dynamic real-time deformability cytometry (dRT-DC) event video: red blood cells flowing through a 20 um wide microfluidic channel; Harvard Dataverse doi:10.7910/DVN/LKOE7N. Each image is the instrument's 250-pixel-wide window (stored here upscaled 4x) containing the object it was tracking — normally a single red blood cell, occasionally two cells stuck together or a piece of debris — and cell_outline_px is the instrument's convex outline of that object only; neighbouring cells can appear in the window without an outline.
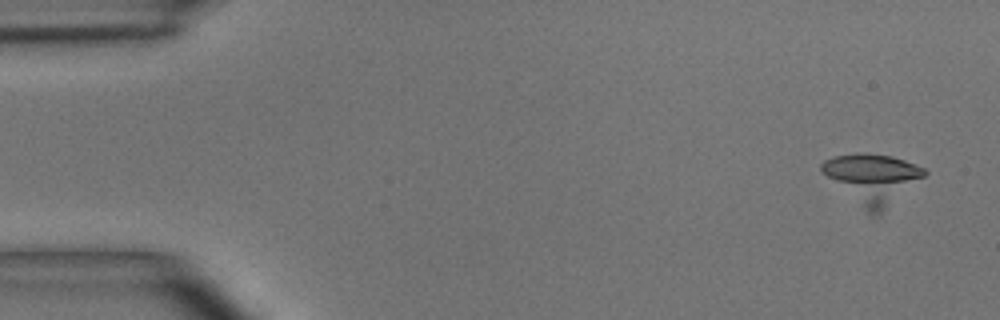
{"species": "common noctule bat (a hibernating species)", "species_latin": "Nyctalus noctula", "temperature_condition": "room temperature", "stored_images_in_passage": 9, "camera_frame_rate_fps": 3000, "um_per_image_px": 0.085, "animal": {"sex": "male", "body_mass_g": 15.6}, "frame": {"image": 1, "passage_image": 1, "time_ms": 0.0, "image_size_px": [1000, 320], "cell_outline_px": [[928, 172], [924, 176], [880, 216], [872, 216], [828, 176], [820, 168], [820, 164], [824, 160], [836, 156], [892, 156], [904, 160], [924, 168]], "centroid_in_image_um": [74.24, 15.24], "position_along_channel_um": 10.8, "area_um2": 28.26}}